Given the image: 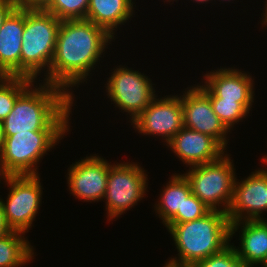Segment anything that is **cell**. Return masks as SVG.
<instances>
[{
  "label": "cell",
  "instance_id": "obj_1",
  "mask_svg": "<svg viewBox=\"0 0 267 267\" xmlns=\"http://www.w3.org/2000/svg\"><path fill=\"white\" fill-rule=\"evenodd\" d=\"M111 39L114 38L104 28L86 19L62 20L49 69V84L72 96L68 87L86 81Z\"/></svg>",
  "mask_w": 267,
  "mask_h": 267
},
{
  "label": "cell",
  "instance_id": "obj_2",
  "mask_svg": "<svg viewBox=\"0 0 267 267\" xmlns=\"http://www.w3.org/2000/svg\"><path fill=\"white\" fill-rule=\"evenodd\" d=\"M32 85L18 96L14 108L2 121L5 137L28 131L69 130L73 96L46 82L35 89Z\"/></svg>",
  "mask_w": 267,
  "mask_h": 267
},
{
  "label": "cell",
  "instance_id": "obj_3",
  "mask_svg": "<svg viewBox=\"0 0 267 267\" xmlns=\"http://www.w3.org/2000/svg\"><path fill=\"white\" fill-rule=\"evenodd\" d=\"M175 241L179 260L169 262L188 266L222 251L230 243L231 222L223 211L211 210L204 217L179 223L165 224Z\"/></svg>",
  "mask_w": 267,
  "mask_h": 267
},
{
  "label": "cell",
  "instance_id": "obj_4",
  "mask_svg": "<svg viewBox=\"0 0 267 267\" xmlns=\"http://www.w3.org/2000/svg\"><path fill=\"white\" fill-rule=\"evenodd\" d=\"M61 20L44 9L24 6V32L20 54V77L35 81L43 68L49 83V69L53 61Z\"/></svg>",
  "mask_w": 267,
  "mask_h": 267
},
{
  "label": "cell",
  "instance_id": "obj_5",
  "mask_svg": "<svg viewBox=\"0 0 267 267\" xmlns=\"http://www.w3.org/2000/svg\"><path fill=\"white\" fill-rule=\"evenodd\" d=\"M230 160L223 154L218 160L192 166L188 173L183 174L190 184L192 194L211 210L226 213L230 205L236 179L234 165ZM219 204L225 207L219 209Z\"/></svg>",
  "mask_w": 267,
  "mask_h": 267
},
{
  "label": "cell",
  "instance_id": "obj_6",
  "mask_svg": "<svg viewBox=\"0 0 267 267\" xmlns=\"http://www.w3.org/2000/svg\"><path fill=\"white\" fill-rule=\"evenodd\" d=\"M66 132L28 131L5 137L0 153L6 170L11 175H38L37 162Z\"/></svg>",
  "mask_w": 267,
  "mask_h": 267
},
{
  "label": "cell",
  "instance_id": "obj_7",
  "mask_svg": "<svg viewBox=\"0 0 267 267\" xmlns=\"http://www.w3.org/2000/svg\"><path fill=\"white\" fill-rule=\"evenodd\" d=\"M11 191L3 205L9 228L28 232L40 206L42 190L39 175H11L6 181Z\"/></svg>",
  "mask_w": 267,
  "mask_h": 267
},
{
  "label": "cell",
  "instance_id": "obj_8",
  "mask_svg": "<svg viewBox=\"0 0 267 267\" xmlns=\"http://www.w3.org/2000/svg\"><path fill=\"white\" fill-rule=\"evenodd\" d=\"M146 175L143 168L134 163L109 164L104 198L110 219L125 213L143 198L147 188Z\"/></svg>",
  "mask_w": 267,
  "mask_h": 267
},
{
  "label": "cell",
  "instance_id": "obj_9",
  "mask_svg": "<svg viewBox=\"0 0 267 267\" xmlns=\"http://www.w3.org/2000/svg\"><path fill=\"white\" fill-rule=\"evenodd\" d=\"M150 82L144 74L119 66L109 78L106 92L117 107L131 114L133 121L156 98Z\"/></svg>",
  "mask_w": 267,
  "mask_h": 267
},
{
  "label": "cell",
  "instance_id": "obj_10",
  "mask_svg": "<svg viewBox=\"0 0 267 267\" xmlns=\"http://www.w3.org/2000/svg\"><path fill=\"white\" fill-rule=\"evenodd\" d=\"M162 98H155L132 123L139 133L162 136L168 143L184 127L183 107L181 96Z\"/></svg>",
  "mask_w": 267,
  "mask_h": 267
},
{
  "label": "cell",
  "instance_id": "obj_11",
  "mask_svg": "<svg viewBox=\"0 0 267 267\" xmlns=\"http://www.w3.org/2000/svg\"><path fill=\"white\" fill-rule=\"evenodd\" d=\"M236 180L232 199L226 212L229 221L233 223L242 221V219L243 221L263 220L260 216L263 211H267V170L260 169L252 172L241 183Z\"/></svg>",
  "mask_w": 267,
  "mask_h": 267
},
{
  "label": "cell",
  "instance_id": "obj_12",
  "mask_svg": "<svg viewBox=\"0 0 267 267\" xmlns=\"http://www.w3.org/2000/svg\"><path fill=\"white\" fill-rule=\"evenodd\" d=\"M181 104L184 127L211 136L225 149L228 143L225 136L230 131L217 117L210 98L199 85L190 87L185 94L183 93Z\"/></svg>",
  "mask_w": 267,
  "mask_h": 267
},
{
  "label": "cell",
  "instance_id": "obj_13",
  "mask_svg": "<svg viewBox=\"0 0 267 267\" xmlns=\"http://www.w3.org/2000/svg\"><path fill=\"white\" fill-rule=\"evenodd\" d=\"M68 171L69 189L76 198L90 202L104 198L109 173L106 160L95 155L86 157Z\"/></svg>",
  "mask_w": 267,
  "mask_h": 267
},
{
  "label": "cell",
  "instance_id": "obj_14",
  "mask_svg": "<svg viewBox=\"0 0 267 267\" xmlns=\"http://www.w3.org/2000/svg\"><path fill=\"white\" fill-rule=\"evenodd\" d=\"M206 85L199 86L209 98L237 101L248 111L253 101V80L250 74L238 69L221 68L205 75Z\"/></svg>",
  "mask_w": 267,
  "mask_h": 267
},
{
  "label": "cell",
  "instance_id": "obj_15",
  "mask_svg": "<svg viewBox=\"0 0 267 267\" xmlns=\"http://www.w3.org/2000/svg\"><path fill=\"white\" fill-rule=\"evenodd\" d=\"M167 145L190 168L216 161L224 154V148L214 138L185 127Z\"/></svg>",
  "mask_w": 267,
  "mask_h": 267
},
{
  "label": "cell",
  "instance_id": "obj_16",
  "mask_svg": "<svg viewBox=\"0 0 267 267\" xmlns=\"http://www.w3.org/2000/svg\"><path fill=\"white\" fill-rule=\"evenodd\" d=\"M24 32V6L19 4L0 29V76L20 77V54Z\"/></svg>",
  "mask_w": 267,
  "mask_h": 267
},
{
  "label": "cell",
  "instance_id": "obj_17",
  "mask_svg": "<svg viewBox=\"0 0 267 267\" xmlns=\"http://www.w3.org/2000/svg\"><path fill=\"white\" fill-rule=\"evenodd\" d=\"M241 227L240 248L235 250L245 267L262 264L267 259V220H245L231 223V238Z\"/></svg>",
  "mask_w": 267,
  "mask_h": 267
},
{
  "label": "cell",
  "instance_id": "obj_18",
  "mask_svg": "<svg viewBox=\"0 0 267 267\" xmlns=\"http://www.w3.org/2000/svg\"><path fill=\"white\" fill-rule=\"evenodd\" d=\"M132 0H89L86 20L104 28L112 37L114 30L132 16Z\"/></svg>",
  "mask_w": 267,
  "mask_h": 267
},
{
  "label": "cell",
  "instance_id": "obj_19",
  "mask_svg": "<svg viewBox=\"0 0 267 267\" xmlns=\"http://www.w3.org/2000/svg\"><path fill=\"white\" fill-rule=\"evenodd\" d=\"M161 194V201L155 205L159 217L166 224L177 212H181L184 200L192 193L191 187L184 175H172L169 184Z\"/></svg>",
  "mask_w": 267,
  "mask_h": 267
},
{
  "label": "cell",
  "instance_id": "obj_20",
  "mask_svg": "<svg viewBox=\"0 0 267 267\" xmlns=\"http://www.w3.org/2000/svg\"><path fill=\"white\" fill-rule=\"evenodd\" d=\"M21 234L12 230L0 237V267H21L32 260L33 247Z\"/></svg>",
  "mask_w": 267,
  "mask_h": 267
},
{
  "label": "cell",
  "instance_id": "obj_21",
  "mask_svg": "<svg viewBox=\"0 0 267 267\" xmlns=\"http://www.w3.org/2000/svg\"><path fill=\"white\" fill-rule=\"evenodd\" d=\"M34 81L25 77L0 76V120L14 108L18 96Z\"/></svg>",
  "mask_w": 267,
  "mask_h": 267
},
{
  "label": "cell",
  "instance_id": "obj_22",
  "mask_svg": "<svg viewBox=\"0 0 267 267\" xmlns=\"http://www.w3.org/2000/svg\"><path fill=\"white\" fill-rule=\"evenodd\" d=\"M88 5L89 0H52L44 10L61 21L86 19Z\"/></svg>",
  "mask_w": 267,
  "mask_h": 267
},
{
  "label": "cell",
  "instance_id": "obj_23",
  "mask_svg": "<svg viewBox=\"0 0 267 267\" xmlns=\"http://www.w3.org/2000/svg\"><path fill=\"white\" fill-rule=\"evenodd\" d=\"M213 111L223 124L230 130L235 123L242 120L249 111L237 101L210 98Z\"/></svg>",
  "mask_w": 267,
  "mask_h": 267
},
{
  "label": "cell",
  "instance_id": "obj_24",
  "mask_svg": "<svg viewBox=\"0 0 267 267\" xmlns=\"http://www.w3.org/2000/svg\"><path fill=\"white\" fill-rule=\"evenodd\" d=\"M210 211L211 209L191 193L184 200L181 212H177L166 224H179L193 221L204 217Z\"/></svg>",
  "mask_w": 267,
  "mask_h": 267
},
{
  "label": "cell",
  "instance_id": "obj_25",
  "mask_svg": "<svg viewBox=\"0 0 267 267\" xmlns=\"http://www.w3.org/2000/svg\"><path fill=\"white\" fill-rule=\"evenodd\" d=\"M187 267H245L238 257L235 246L228 245L222 251L210 257L193 262Z\"/></svg>",
  "mask_w": 267,
  "mask_h": 267
},
{
  "label": "cell",
  "instance_id": "obj_26",
  "mask_svg": "<svg viewBox=\"0 0 267 267\" xmlns=\"http://www.w3.org/2000/svg\"><path fill=\"white\" fill-rule=\"evenodd\" d=\"M19 0H0V29L6 17L19 5Z\"/></svg>",
  "mask_w": 267,
  "mask_h": 267
},
{
  "label": "cell",
  "instance_id": "obj_27",
  "mask_svg": "<svg viewBox=\"0 0 267 267\" xmlns=\"http://www.w3.org/2000/svg\"><path fill=\"white\" fill-rule=\"evenodd\" d=\"M52 0H19L23 6L33 9H44Z\"/></svg>",
  "mask_w": 267,
  "mask_h": 267
},
{
  "label": "cell",
  "instance_id": "obj_28",
  "mask_svg": "<svg viewBox=\"0 0 267 267\" xmlns=\"http://www.w3.org/2000/svg\"><path fill=\"white\" fill-rule=\"evenodd\" d=\"M10 231L12 230L9 228L5 220V214L3 210L2 201L0 200V237L8 234Z\"/></svg>",
  "mask_w": 267,
  "mask_h": 267
},
{
  "label": "cell",
  "instance_id": "obj_29",
  "mask_svg": "<svg viewBox=\"0 0 267 267\" xmlns=\"http://www.w3.org/2000/svg\"><path fill=\"white\" fill-rule=\"evenodd\" d=\"M0 175L2 178L5 179V181H7L9 177L11 176V174L6 170L4 163L2 162L1 153H0Z\"/></svg>",
  "mask_w": 267,
  "mask_h": 267
},
{
  "label": "cell",
  "instance_id": "obj_30",
  "mask_svg": "<svg viewBox=\"0 0 267 267\" xmlns=\"http://www.w3.org/2000/svg\"><path fill=\"white\" fill-rule=\"evenodd\" d=\"M4 143H5V135H4L3 123L0 120V152L3 149Z\"/></svg>",
  "mask_w": 267,
  "mask_h": 267
},
{
  "label": "cell",
  "instance_id": "obj_31",
  "mask_svg": "<svg viewBox=\"0 0 267 267\" xmlns=\"http://www.w3.org/2000/svg\"><path fill=\"white\" fill-rule=\"evenodd\" d=\"M164 267H187V266H182V265L175 264L172 262H167Z\"/></svg>",
  "mask_w": 267,
  "mask_h": 267
},
{
  "label": "cell",
  "instance_id": "obj_32",
  "mask_svg": "<svg viewBox=\"0 0 267 267\" xmlns=\"http://www.w3.org/2000/svg\"><path fill=\"white\" fill-rule=\"evenodd\" d=\"M263 16H264V19H263L264 21H263L262 24L263 25L265 24L267 26V2H266V10H265V13H264Z\"/></svg>",
  "mask_w": 267,
  "mask_h": 267
},
{
  "label": "cell",
  "instance_id": "obj_33",
  "mask_svg": "<svg viewBox=\"0 0 267 267\" xmlns=\"http://www.w3.org/2000/svg\"><path fill=\"white\" fill-rule=\"evenodd\" d=\"M263 267H267V259L261 264Z\"/></svg>",
  "mask_w": 267,
  "mask_h": 267
},
{
  "label": "cell",
  "instance_id": "obj_34",
  "mask_svg": "<svg viewBox=\"0 0 267 267\" xmlns=\"http://www.w3.org/2000/svg\"><path fill=\"white\" fill-rule=\"evenodd\" d=\"M196 2H201V3H203V2H207V1H209V0H195Z\"/></svg>",
  "mask_w": 267,
  "mask_h": 267
}]
</instances>
